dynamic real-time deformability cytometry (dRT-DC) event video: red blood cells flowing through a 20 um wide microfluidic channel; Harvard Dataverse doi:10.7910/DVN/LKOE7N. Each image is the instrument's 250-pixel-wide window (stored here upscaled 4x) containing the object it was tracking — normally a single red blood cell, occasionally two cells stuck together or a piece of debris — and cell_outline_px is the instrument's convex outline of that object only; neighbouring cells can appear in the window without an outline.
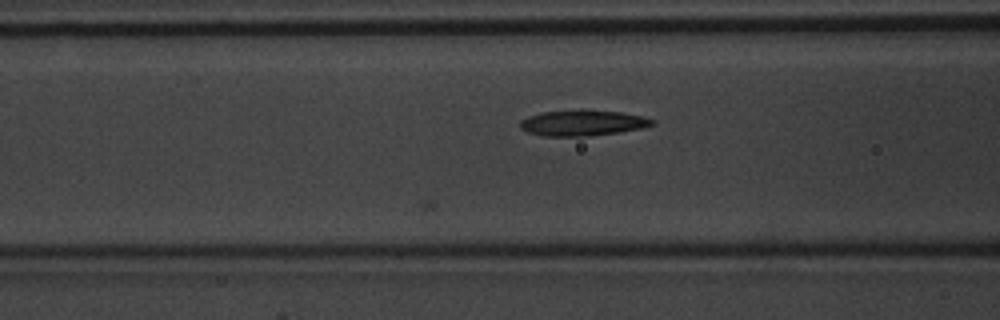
{"species": "common noctule bat (a hibernating species)", "species_latin": "Nyctalus noctula", "temperature_condition": "warm", "stored_images_in_passage": 7, "camera_frame_rate_fps": 3000, "um_per_image_px": 0.085, "animal": {"sex": "male", "body_mass_g": 20.1, "forearm_length_mm": 53.5}, "frame": {"image": 1, "passage_image": 7, "time_ms": 2.0, "image_size_px": [1000, 320], "cell_outline_px": [[656, 124], [640, 128], [620, 132], [588, 136], [540, 136], [528, 132], [520, 128], [520, 120], [528, 116], [544, 112], [620, 112], [644, 116], [656, 120]], "centroid_in_image_um": [49.54, 10.49], "position_along_channel_um": 117.1, "area_um2": 19.13}}